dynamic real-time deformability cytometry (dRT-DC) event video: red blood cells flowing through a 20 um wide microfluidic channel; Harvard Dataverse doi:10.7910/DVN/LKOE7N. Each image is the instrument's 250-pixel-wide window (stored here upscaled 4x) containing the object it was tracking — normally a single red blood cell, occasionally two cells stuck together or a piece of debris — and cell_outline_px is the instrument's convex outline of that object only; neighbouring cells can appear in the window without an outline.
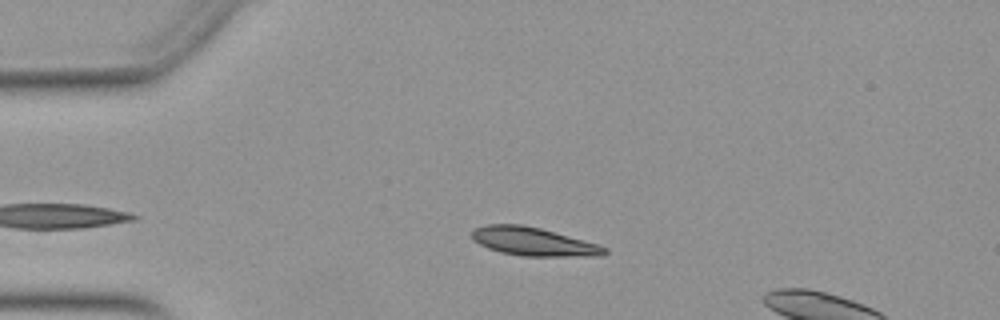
{"species": "Egyptian fruit bat (a non-hibernating species)", "species_latin": "Rousettus aegyptiacus", "temperature_condition": "warm", "stored_images_in_passage": 8, "camera_frame_rate_fps": 3000, "um_per_image_px": 0.085, "animal": {"sex": "female"}, "frame": {"image": 1, "passage_image": 4, "time_ms": 1.0, "image_size_px": [1000, 320], "cell_outline_px": [[608, 252], [604, 256], [524, 256], [500, 252], [488, 248], [472, 240], [472, 228], [488, 224], [520, 224], [540, 228], [600, 244], [608, 248]], "centroid_in_image_um": [45.36, 20.53], "position_along_channel_um": 39.6, "area_um2": 22.14}}